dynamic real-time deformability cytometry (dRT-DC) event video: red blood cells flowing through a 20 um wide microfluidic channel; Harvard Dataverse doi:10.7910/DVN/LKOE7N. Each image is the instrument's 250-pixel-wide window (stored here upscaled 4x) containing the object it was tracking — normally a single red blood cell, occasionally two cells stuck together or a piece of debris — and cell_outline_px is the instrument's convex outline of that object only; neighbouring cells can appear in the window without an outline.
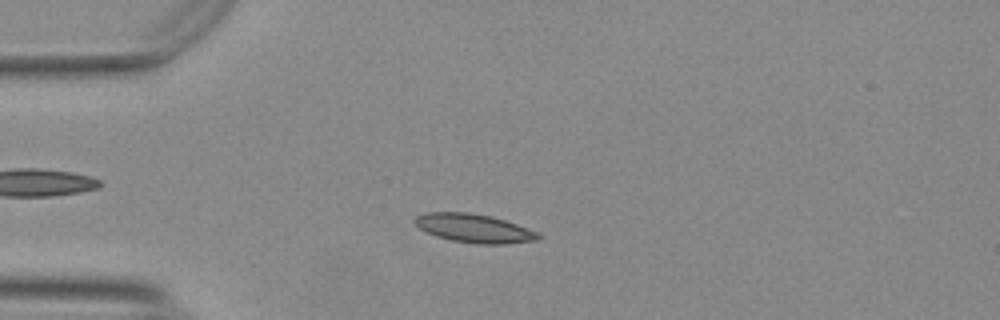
{"species": "Egyptian fruit bat (a non-hibernating species)", "species_latin": "Rousettus aegyptiacus", "temperature_condition": "warm", "stored_images_in_passage": 41, "camera_frame_rate_fps": 3000, "um_per_image_px": 0.085, "animal": {"sex": "female"}, "frame": {"image": 1, "passage_image": 1, "time_ms": 0.0, "image_size_px": [1000, 320], "cell_outline_px": [[544, 236], [536, 240], [504, 244], [480, 244], [452, 240], [436, 236], [420, 228], [412, 220], [416, 216], [428, 212], [468, 212], [488, 216], [504, 220], [516, 224], [536, 232]], "centroid_in_image_um": [40.28, 19.4], "position_along_channel_um": 44.7, "area_um2": 20.29}}
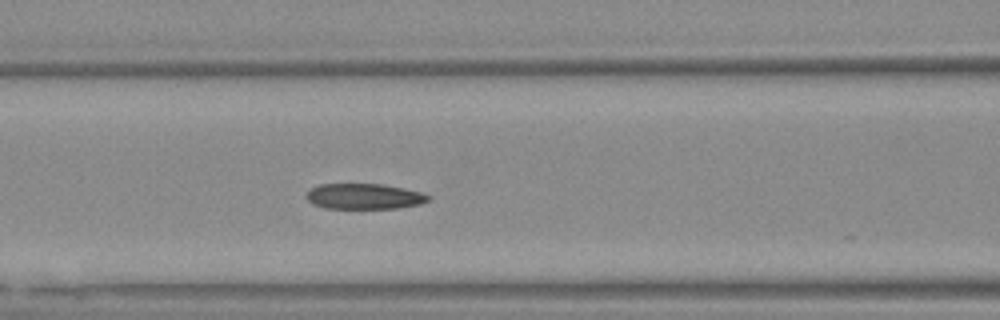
{"frame": {"image": 2, "passage_image": 10, "time_ms": 3.0, "image_size_px": [1000, 320], "cell_outline_px": [[432, 196], [428, 200], [420, 204], [396, 208], [324, 208], [312, 204], [304, 196], [312, 188], [320, 184], [380, 184], [404, 188], [420, 192]], "centroid_in_image_um": [30.94, 16.69], "position_along_channel_um": 135.7, "area_um2": 18.09}}
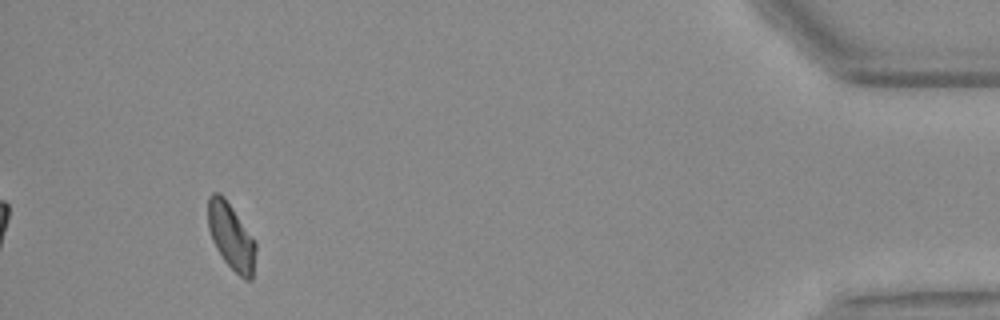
{"frame": {"image": 3, "passage_image": 38, "time_ms": 12.333, "image_size_px": [1000, 320], "cell_outline_px": [[256, 248], [252, 280], [244, 280], [224, 260], [216, 248], [212, 240], [208, 228], [208, 196], [212, 192], [220, 192], [224, 196], [256, 240]], "centroid_in_image_um": [19.65, 20.07], "position_along_channel_um": 415.5, "area_um2": 18.61}, "authors_computed_cell_mechanics": {"area_um2": 18.9584, "velocity_mm_per_s": 3.7413, "shape_relaxation_time_tau1_ms": 8.8433, "shape_relaxation_time_tau2_ms": 2.8835, "deformation_change_tau1": 0.2044, "deformation_change_tau2": 0.0808}}